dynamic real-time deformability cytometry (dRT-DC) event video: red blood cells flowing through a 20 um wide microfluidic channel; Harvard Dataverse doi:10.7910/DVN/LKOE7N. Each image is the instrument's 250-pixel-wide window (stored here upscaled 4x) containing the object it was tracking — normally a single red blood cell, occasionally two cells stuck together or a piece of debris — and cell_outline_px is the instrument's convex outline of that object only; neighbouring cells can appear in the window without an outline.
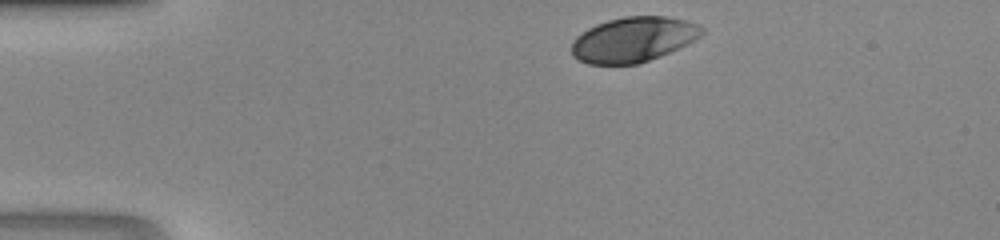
{"species": "human", "species_latin": "Homo sapiens", "temperature_condition": "room temperature", "stored_images_in_passage": 30, "camera_frame_rate_fps": 3000, "um_per_image_px": 0.085, "donor": {"sex": "male"}, "frame": {"image": 1, "passage_image": 1, "time_ms": 0.0, "image_size_px": [1000, 240], "cell_outline_px": [[704, 32], [700, 36], [660, 56], [636, 64], [588, 64], [572, 56], [572, 40], [576, 36], [588, 28], [596, 24], [608, 20], [624, 16], [668, 16], [688, 20], [704, 28]], "centroid_in_image_um": [53.8, 3.34], "position_along_channel_um": 31.2, "area_um2": 33.99}}
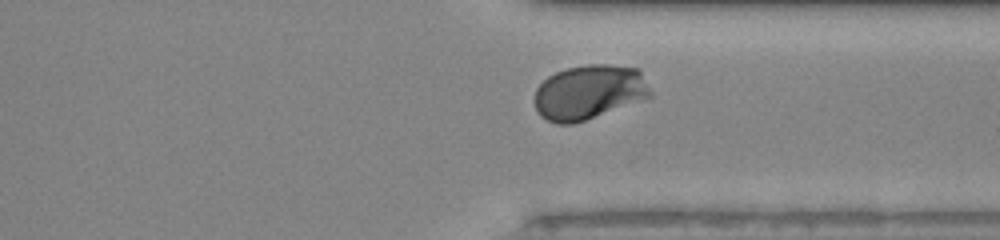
{"frame": {"image": 2, "passage_image": 27, "time_ms": 8.667, "image_size_px": [1000, 240], "cell_outline_px": [[652, 96], [584, 120], [572, 124], [556, 124], [540, 116], [536, 108], [536, 88], [548, 76], [556, 72], [568, 68], [588, 64], [608, 64], [640, 68], [652, 92]], "centroid_in_image_um": [50.09, 7.81], "position_along_channel_um": 361.3, "area_um2": 36.65}}